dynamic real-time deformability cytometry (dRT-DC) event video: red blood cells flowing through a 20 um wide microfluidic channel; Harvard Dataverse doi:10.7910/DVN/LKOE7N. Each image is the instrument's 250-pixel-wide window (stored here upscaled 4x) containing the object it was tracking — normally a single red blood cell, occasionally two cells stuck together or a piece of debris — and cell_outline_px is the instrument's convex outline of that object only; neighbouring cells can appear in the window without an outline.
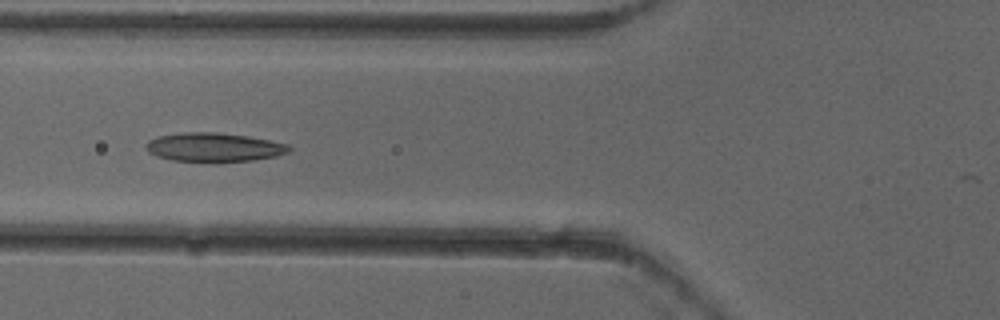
{"species": "common noctule bat (a hibernating species)", "species_latin": "Nyctalus noctula", "temperature_condition": "cold", "stored_images_in_passage": 9, "camera_frame_rate_fps": 3000, "um_per_image_px": 0.085, "animal": {"sex": "female"}, "frame": {"image": 1, "passage_image": 6, "time_ms": 1.667, "image_size_px": [1000, 320], "cell_outline_px": [[292, 148], [288, 152], [276, 156], [252, 160], [216, 164], [172, 160], [156, 156], [148, 152], [144, 148], [144, 144], [148, 140], [156, 136], [184, 132], [216, 132], [248, 136], [288, 144]], "centroid_in_image_um": [18.13, 12.54], "position_along_channel_um": 107.7, "area_um2": 24.85}}
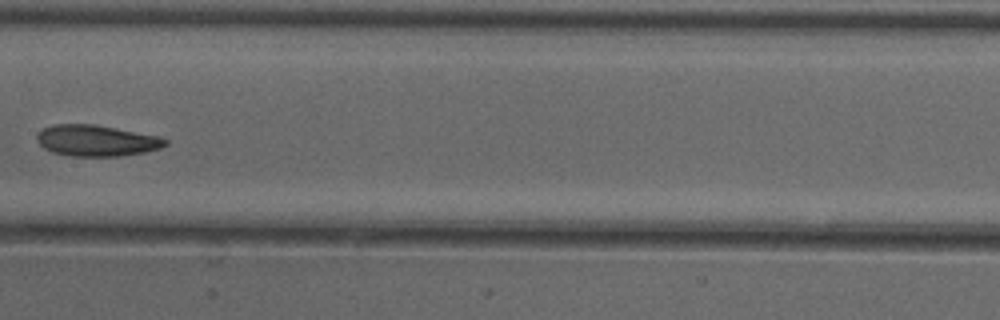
{"frame": {"image": 2, "passage_image": 8, "time_ms": 2.333, "image_size_px": [1000, 320], "cell_outline_px": [[168, 144], [160, 148], [144, 152], [120, 156], [72, 156], [52, 152], [44, 148], [36, 140], [36, 136], [44, 128], [52, 124], [92, 124], [160, 136], [168, 140]], "centroid_in_image_um": [8.2, 11.95], "position_along_channel_um": 199.2, "area_um2": 23.24}}
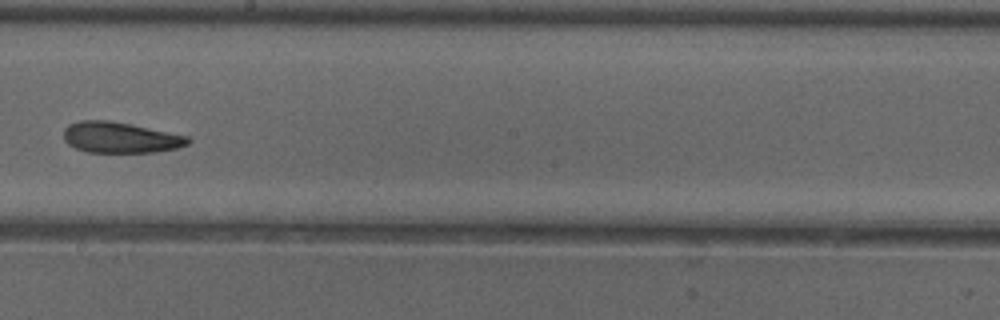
{"frame": {"image": 3, "passage_image": 9, "time_ms": 2.667, "image_size_px": [1000, 320], "cell_outline_px": [[192, 140], [188, 144], [176, 148], [156, 152], [88, 152], [76, 148], [68, 144], [64, 140], [64, 128], [68, 124], [80, 120], [108, 120], [132, 124], [188, 136]], "centroid_in_image_um": [10.22, 11.68], "position_along_channel_um": 238.0, "area_um2": 22.43}}